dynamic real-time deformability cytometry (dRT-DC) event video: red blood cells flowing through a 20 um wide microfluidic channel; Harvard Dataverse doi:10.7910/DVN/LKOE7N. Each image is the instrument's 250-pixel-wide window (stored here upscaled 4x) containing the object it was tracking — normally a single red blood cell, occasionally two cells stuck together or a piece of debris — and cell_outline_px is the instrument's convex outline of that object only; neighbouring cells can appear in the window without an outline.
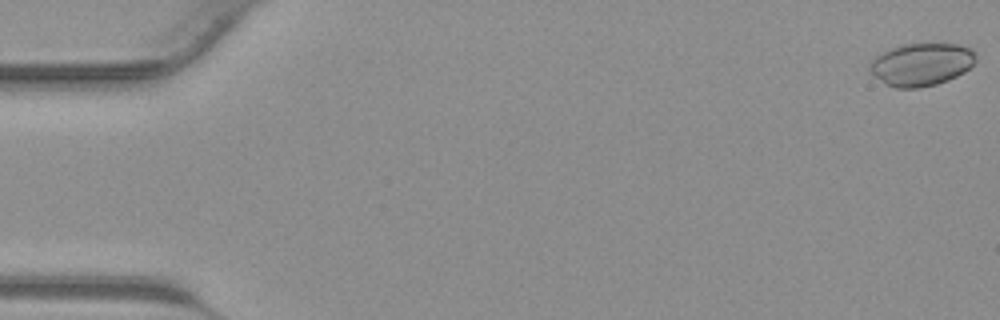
{"species": "common noctule bat (a hibernating species)", "species_latin": "Nyctalus noctula", "temperature_condition": "warm", "stored_images_in_passage": 43, "camera_frame_rate_fps": 3000, "um_per_image_px": 0.085, "animal": {"sex": "male", "body_mass_g": 23.1, "forearm_length_mm": 52.7}, "frame": {"image": 1, "passage_image": 1, "time_ms": 0.0, "image_size_px": [1000, 320], "cell_outline_px": [[976, 60], [964, 72], [948, 80], [936, 84], [920, 88], [896, 88], [884, 84], [868, 68], [872, 60], [880, 52], [904, 44], [956, 44], [972, 48], [976, 52]], "centroid_in_image_um": [78.32, 5.47], "position_along_channel_um": 6.7, "area_um2": 26.36}}
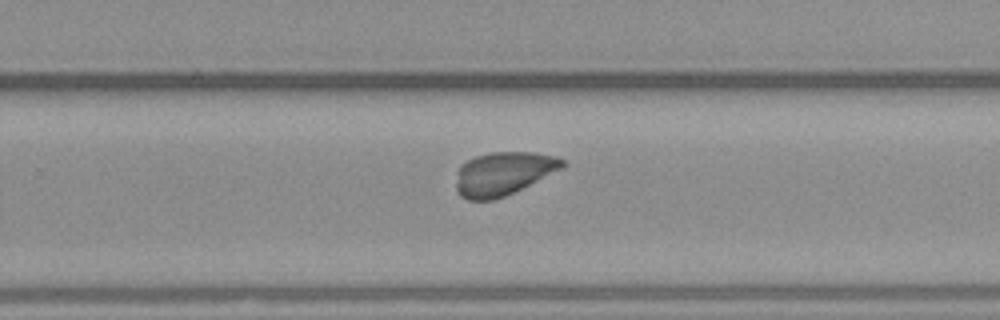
{"frame": {"image": 2, "passage_image": 28, "time_ms": 9.0, "image_size_px": [1000, 320], "cell_outline_px": [[568, 164], [564, 168], [504, 196], [492, 200], [468, 200], [460, 196], [456, 192], [456, 172], [460, 164], [476, 156], [488, 152], [532, 152], [556, 156], [568, 160]], "centroid_in_image_um": [42.79, 14.74], "position_along_channel_um": 287.0, "area_um2": 27.17}}
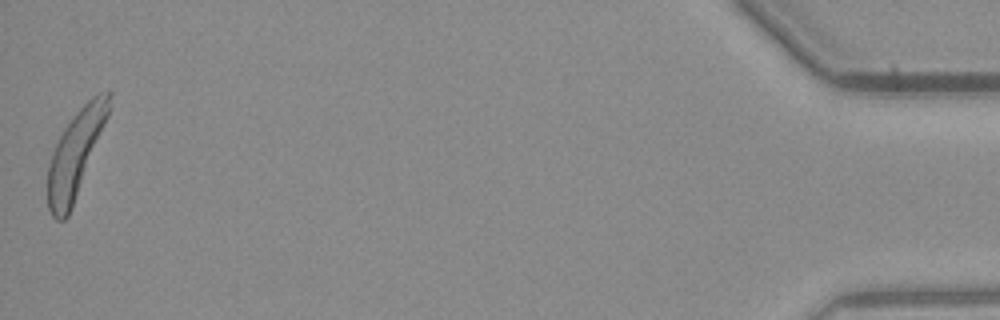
{"frame": {"image": 3, "passage_image": 43, "time_ms": 14.0, "image_size_px": [1000, 320], "cell_outline_px": [[112, 92], [108, 116], [68, 216], [64, 220], [56, 220], [52, 216], [48, 208], [48, 164], [52, 152], [64, 128], [76, 112], [92, 96], [100, 92]], "centroid_in_image_um": [6.4, 13.07], "position_along_channel_um": 428.8, "area_um2": 29.88}}